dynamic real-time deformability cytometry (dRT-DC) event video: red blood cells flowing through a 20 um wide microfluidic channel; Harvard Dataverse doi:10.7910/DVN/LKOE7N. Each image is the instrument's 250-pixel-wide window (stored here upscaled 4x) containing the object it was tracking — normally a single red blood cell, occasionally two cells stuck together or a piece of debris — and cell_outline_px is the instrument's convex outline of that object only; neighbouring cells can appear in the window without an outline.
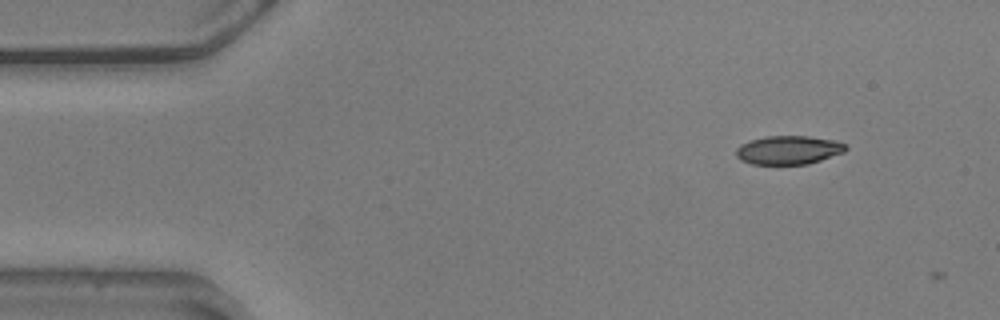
{"species": "common noctule bat (a hibernating species)", "species_latin": "Nyctalus noctula", "temperature_condition": "warm", "stored_images_in_passage": 3, "camera_frame_rate_fps": 3000, "um_per_image_px": 0.085, "animal": {"sex": "male", "body_mass_g": 20.5, "forearm_length_mm": 52.5}, "frame": {"image": 1, "passage_image": 2, "time_ms": 0.333, "image_size_px": [1000, 320], "cell_outline_px": [[848, 148], [844, 152], [808, 164], [752, 164], [740, 160], [736, 156], [736, 148], [740, 144], [764, 136], [808, 136], [836, 140], [844, 144]], "centroid_in_image_um": [67.01, 12.75], "position_along_channel_um": 18.0, "area_um2": 18.32}}